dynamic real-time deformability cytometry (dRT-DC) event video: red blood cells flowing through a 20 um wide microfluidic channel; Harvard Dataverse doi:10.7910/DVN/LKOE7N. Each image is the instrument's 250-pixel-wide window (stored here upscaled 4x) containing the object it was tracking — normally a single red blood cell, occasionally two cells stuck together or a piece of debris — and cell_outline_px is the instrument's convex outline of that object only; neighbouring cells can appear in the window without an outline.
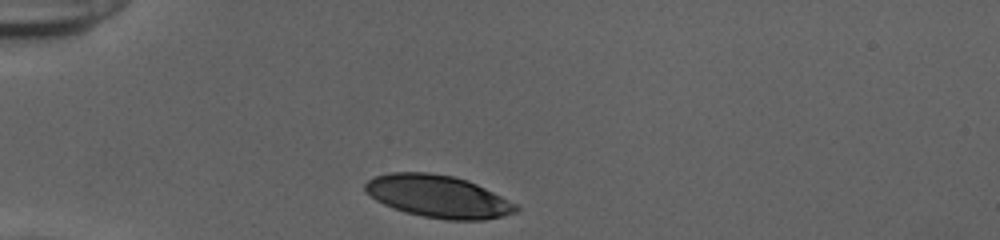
{"species": "human", "species_latin": "Homo sapiens", "temperature_condition": "cold", "stored_images_in_passage": 31, "camera_frame_rate_fps": 3000, "um_per_image_px": 0.085, "donor": {"sex": "female"}, "frame": {"image": 1, "passage_image": 1, "time_ms": 0.0, "image_size_px": [1000, 240], "cell_outline_px": [[520, 208], [516, 212], [504, 216], [484, 220], [448, 220], [424, 216], [408, 212], [384, 204], [376, 200], [364, 192], [364, 184], [368, 180], [376, 176], [388, 172], [428, 172], [452, 176], [468, 180], [516, 204]], "centroid_in_image_um": [37.23, 16.69], "position_along_channel_um": 47.8, "area_um2": 36.99}}
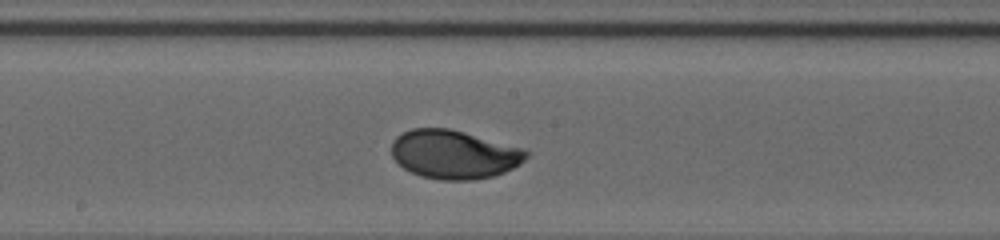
{"frame": {"image": 2, "passage_image": 16, "time_ms": 5.0, "image_size_px": [1000, 240], "cell_outline_px": [[528, 156], [520, 164], [504, 172], [492, 176], [472, 180], [440, 180], [420, 176], [404, 168], [392, 156], [392, 144], [396, 136], [412, 128], [448, 128], [464, 132], [524, 148], [528, 152]], "centroid_in_image_um": [38.6, 13.12], "position_along_channel_um": 209.6, "area_um2": 38.09}}
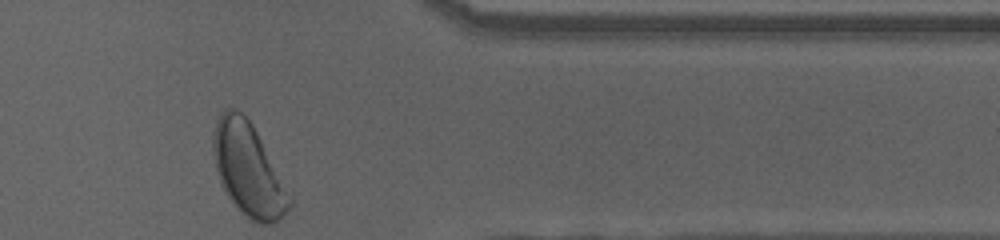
{"frame": {"image": 3, "passage_image": 31, "time_ms": 10.0, "image_size_px": [1000, 240], "cell_outline_px": [[292, 204], [280, 220], [276, 224], [256, 224], [248, 220], [236, 208], [228, 196], [220, 180], [216, 168], [212, 152], [212, 136], [216, 120], [220, 112], [224, 108], [232, 108], [240, 112], [252, 124], [292, 200]], "centroid_in_image_um": [21.06, 14.45], "position_along_channel_um": 390.3, "area_um2": 40.86}, "authors_computed_cell_mechanics": {"area_um2": 37.9168, "velocity_mm_per_s": 3.8186, "shape_relaxation_time_tau1_ms": 2.0857, "shape_relaxation_time_tau2_ms": null, "deformation_change_tau1": 0.1418, "deformation_change_tau2": null}}